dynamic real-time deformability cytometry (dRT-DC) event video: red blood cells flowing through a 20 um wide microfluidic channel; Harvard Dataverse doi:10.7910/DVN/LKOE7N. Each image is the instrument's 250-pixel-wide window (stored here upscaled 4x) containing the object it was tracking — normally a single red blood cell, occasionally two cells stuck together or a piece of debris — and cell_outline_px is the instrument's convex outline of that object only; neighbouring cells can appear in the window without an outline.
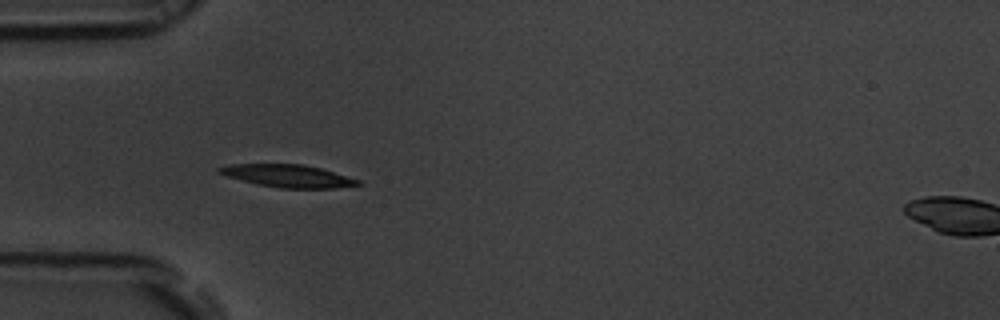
{"species": "common noctule bat (a hibernating species)", "species_latin": "Nyctalus noctula", "temperature_condition": "room temperature", "stored_images_in_passage": 39, "camera_frame_rate_fps": 3000, "um_per_image_px": 0.085, "animal": {"sex": "male", "body_mass_g": 19.5, "forearm_length_mm": 54.6}, "frame": {"image": 1, "passage_image": 1, "time_ms": 0.0, "image_size_px": [1000, 320], "cell_outline_px": [[364, 184], [332, 188], [280, 188], [256, 184], [228, 176], [216, 172], [216, 168], [228, 164], [304, 164], [320, 168], [360, 180]], "centroid_in_image_um": [24.45, 14.95], "position_along_channel_um": 60.6, "area_um2": 18.21}}
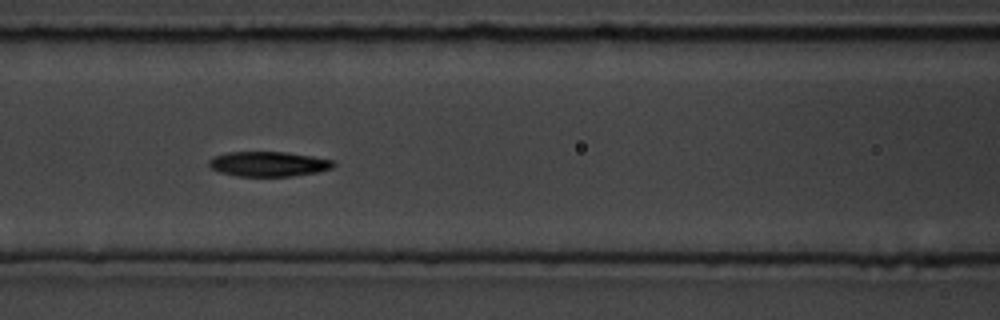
{"frame": {"image": 2, "passage_image": 8, "time_ms": 2.333, "image_size_px": [1000, 320], "cell_outline_px": [[336, 164], [332, 168], [316, 172], [292, 176], [236, 176], [220, 172], [212, 168], [208, 164], [208, 160], [216, 156], [228, 152], [288, 152], [312, 156], [332, 160]], "centroid_in_image_um": [22.83, 13.93], "position_along_channel_um": 143.8, "area_um2": 17.98}}
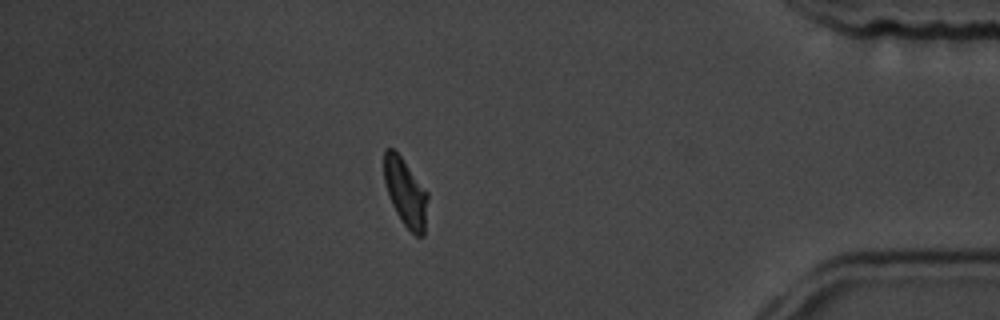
{"frame": {"image": 3, "passage_image": 32, "time_ms": 10.333, "image_size_px": [1000, 320], "cell_outline_px": [[428, 200], [424, 236], [416, 236], [404, 224], [396, 212], [388, 196], [384, 180], [384, 148], [392, 148], [400, 156], [428, 192]], "centroid_in_image_um": [34.47, 16.37], "position_along_channel_um": 400.7, "area_um2": 17.17}, "authors_computed_cell_mechanics": {"area_um2": 17.8602, "velocity_mm_per_s": 3.7051, "shape_relaxation_time_tau1_ms": 2.7453, "shape_relaxation_time_tau2_ms": 4.2436, "deformation_change_tau1": 0.1177, "deformation_change_tau2": 0.091}}